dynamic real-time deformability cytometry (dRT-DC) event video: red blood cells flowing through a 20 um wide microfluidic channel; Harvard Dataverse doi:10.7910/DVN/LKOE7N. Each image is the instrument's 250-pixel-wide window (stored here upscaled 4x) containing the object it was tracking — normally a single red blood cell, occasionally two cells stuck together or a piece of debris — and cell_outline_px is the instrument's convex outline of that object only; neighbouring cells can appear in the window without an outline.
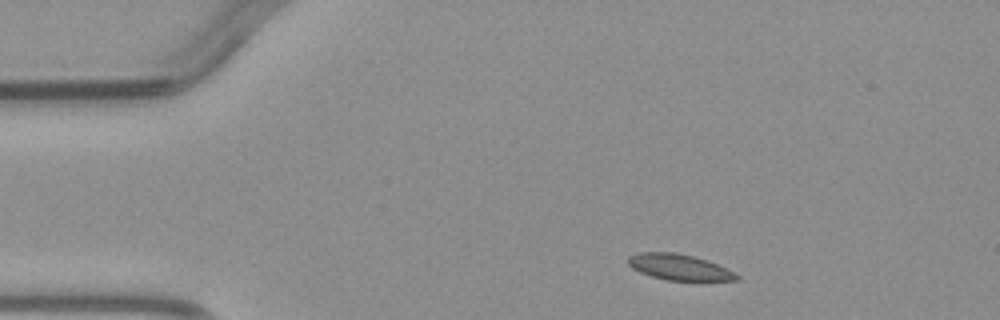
{"species": "common noctule bat (a hibernating species)", "species_latin": "Nyctalus noctula", "temperature_condition": "warm", "stored_images_in_passage": 4, "camera_frame_rate_fps": 3000, "um_per_image_px": 0.085, "animal": {"sex": "male", "body_mass_g": 23.1, "forearm_length_mm": 52.7}, "frame": {"image": 1, "passage_image": 1, "time_ms": 0.0, "image_size_px": [1000, 320], "cell_outline_px": [[740, 280], [668, 280], [652, 276], [640, 272], [632, 268], [628, 264], [628, 256], [640, 252], [676, 252], [708, 260], [740, 276]], "centroid_in_image_um": [57.69, 22.69], "position_along_channel_um": 27.3, "area_um2": 16.13}}
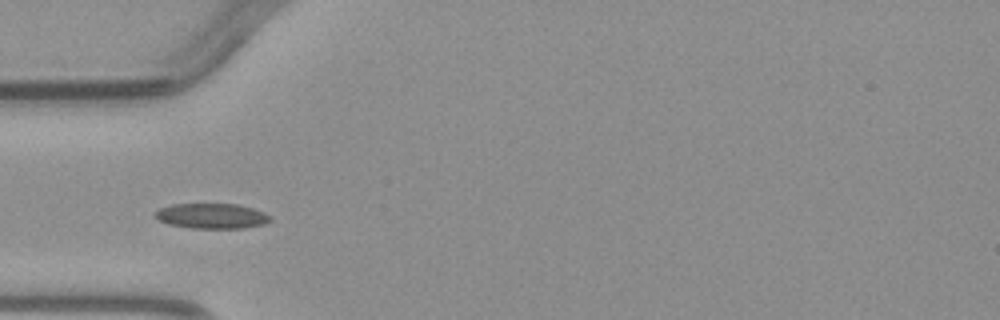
{"frame": {"image": 2, "passage_image": 3, "time_ms": 2.333, "image_size_px": [1000, 320], "cell_outline_px": [[272, 220], [264, 224], [244, 228], [192, 228], [168, 224], [152, 216], [160, 208], [172, 204], [236, 204], [252, 208], [264, 212], [272, 216]], "centroid_in_image_um": [18.01, 18.36], "position_along_channel_um": 67.0, "area_um2": 16.94}}
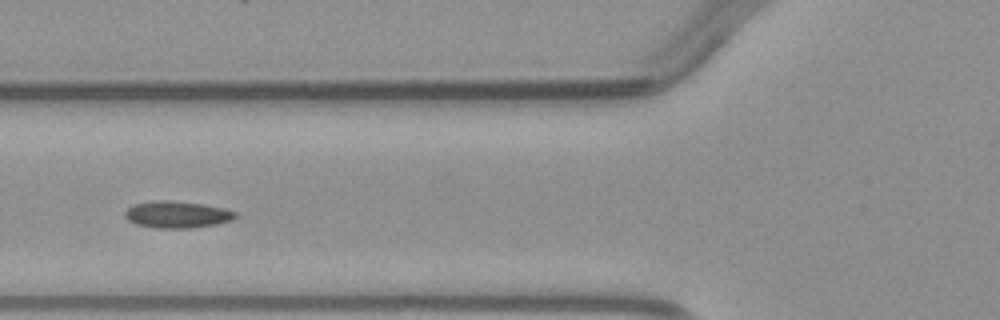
{"frame": {"image": 3, "passage_image": 4, "time_ms": 3.333, "image_size_px": [1000, 320], "cell_outline_px": [[236, 216], [232, 220], [216, 224], [188, 228], [156, 228], [136, 224], [128, 220], [124, 216], [124, 212], [132, 204], [152, 200], [172, 200], [204, 204], [224, 208], [236, 212]], "centroid_in_image_um": [15.01, 18.22], "position_along_channel_um": 110.8, "area_um2": 17.4}}